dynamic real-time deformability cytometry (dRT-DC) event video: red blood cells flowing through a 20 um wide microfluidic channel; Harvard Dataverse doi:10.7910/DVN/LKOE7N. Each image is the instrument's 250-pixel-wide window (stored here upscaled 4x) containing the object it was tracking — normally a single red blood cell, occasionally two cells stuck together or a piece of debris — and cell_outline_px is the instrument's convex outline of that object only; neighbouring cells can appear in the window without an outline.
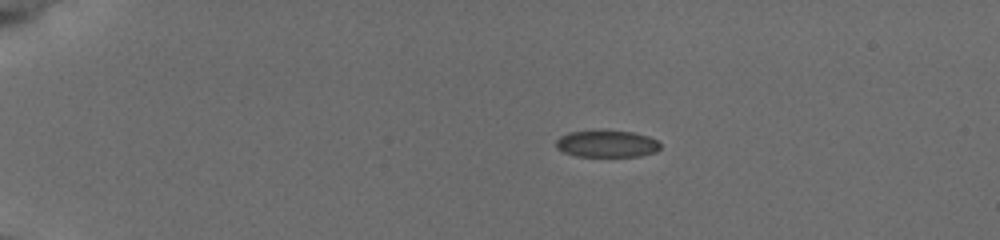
{"species": "common noctule bat (a hibernating species)", "species_latin": "Nyctalus noctula", "temperature_condition": "cold", "stored_images_in_passage": 44, "camera_frame_rate_fps": 3000, "um_per_image_px": 0.085, "animal": {"sex": "female", "body_mass_g": 19.5, "forearm_length_mm": 54.1}, "frame": {"image": 1, "passage_image": 1, "time_ms": 0.0, "image_size_px": [1000, 240], "cell_outline_px": [[660, 148], [656, 152], [640, 156], [576, 156], [564, 152], [556, 148], [556, 140], [560, 136], [568, 132], [596, 128], [608, 128], [632, 132], [648, 136], [656, 140], [660, 144]], "centroid_in_image_um": [51.55, 12.17], "position_along_channel_um": 33.5, "area_um2": 17.05}}
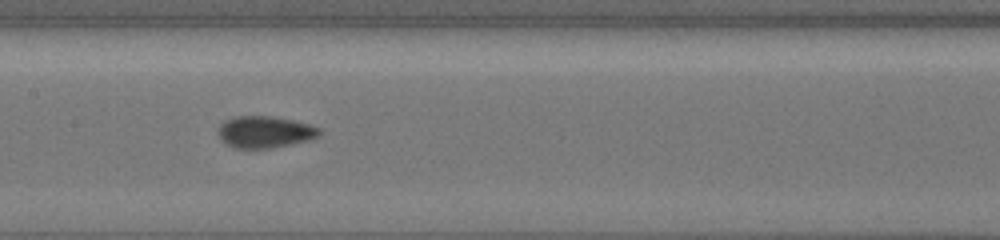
{"frame": {"image": 2, "passage_image": 19, "time_ms": 6.0, "image_size_px": [1000, 240], "cell_outline_px": [[324, 132], [308, 140], [268, 148], [236, 148], [220, 140], [216, 132], [220, 124], [224, 120], [236, 116], [272, 116], [292, 120], [308, 124], [320, 128]], "centroid_in_image_um": [22.47, 11.2], "position_along_channel_um": 184.9, "area_um2": 18.67}}
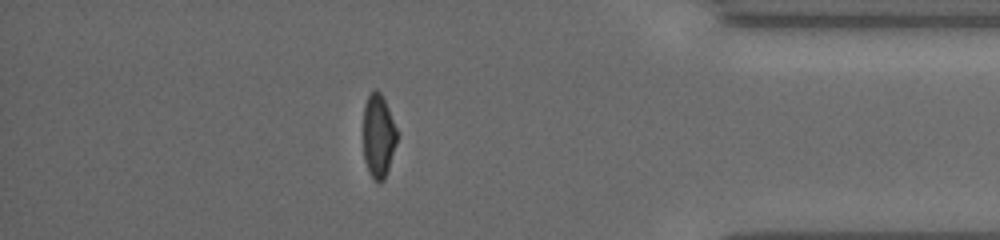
{"frame": {"image": 3, "passage_image": 38, "time_ms": 12.333, "image_size_px": [1000, 240], "cell_outline_px": [[396, 144], [384, 180], [380, 184], [368, 172], [364, 160], [364, 104], [368, 96], [376, 88], [380, 92], [388, 108], [396, 128]], "centroid_in_image_um": [32.15, 11.56], "position_along_channel_um": 403.1, "area_um2": 16.13}, "authors_computed_cell_mechanics": {"area_um2": 17.5134, "velocity_mm_per_s": 3.8385, "shape_relaxation_time_tau1_ms": 5.3289, "shape_relaxation_time_tau2_ms": 1.453, "deformation_change_tau1": 0.1169, "deformation_change_tau2": 0.0501}}